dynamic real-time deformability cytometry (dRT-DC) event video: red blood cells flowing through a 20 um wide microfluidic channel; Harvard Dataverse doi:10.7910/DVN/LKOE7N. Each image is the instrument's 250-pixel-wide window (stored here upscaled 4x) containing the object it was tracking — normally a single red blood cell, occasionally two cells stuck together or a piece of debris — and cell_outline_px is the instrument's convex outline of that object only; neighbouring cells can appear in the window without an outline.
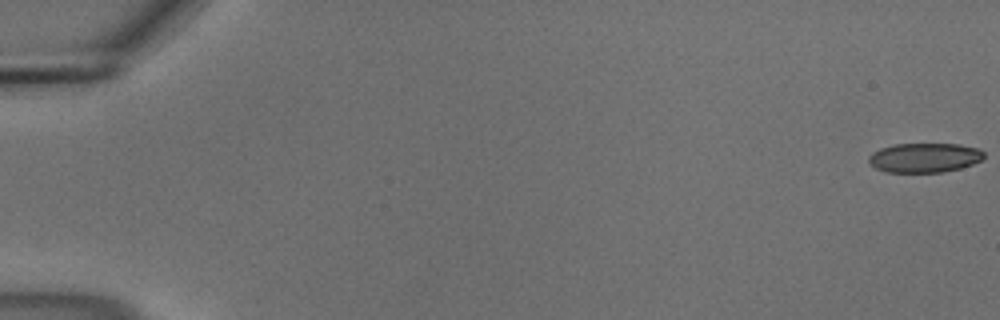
{"species": "common noctule bat (a hibernating species)", "species_latin": "Nyctalus noctula", "temperature_condition": "cold", "stored_images_in_passage": 56, "camera_frame_rate_fps": 3000, "um_per_image_px": 0.085, "animal": {"sex": "male", "body_mass_g": 18.8}, "frame": {"image": 1, "passage_image": 1, "time_ms": 0.0, "image_size_px": [1000, 320], "cell_outline_px": [[984, 156], [980, 160], [972, 164], [960, 168], [944, 172], [884, 172], [876, 168], [868, 160], [868, 156], [872, 152], [880, 148], [896, 144], [960, 144], [980, 148], [984, 152]], "centroid_in_image_um": [78.59, 13.4], "position_along_channel_um": 6.4, "area_um2": 19.83}}
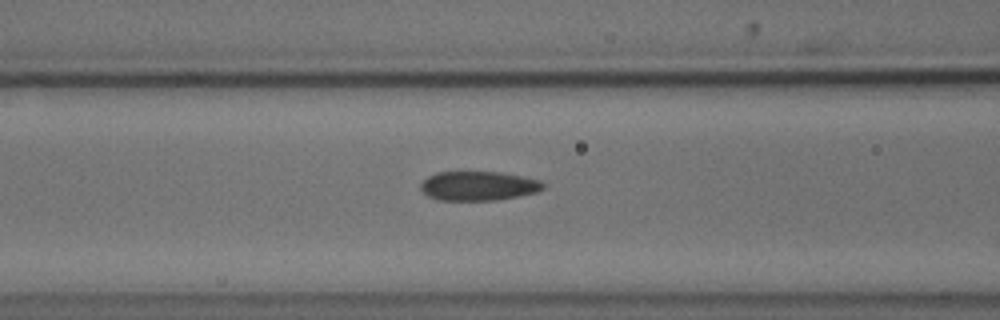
{"frame": {"image": 2, "passage_image": 24, "time_ms": 7.667, "image_size_px": [1000, 320], "cell_outline_px": [[544, 188], [536, 192], [520, 196], [496, 200], [440, 200], [428, 196], [420, 188], [420, 184], [428, 176], [436, 172], [500, 172], [540, 180], [544, 184]], "centroid_in_image_um": [40.66, 15.8], "position_along_channel_um": 125.9, "area_um2": 20.81}}
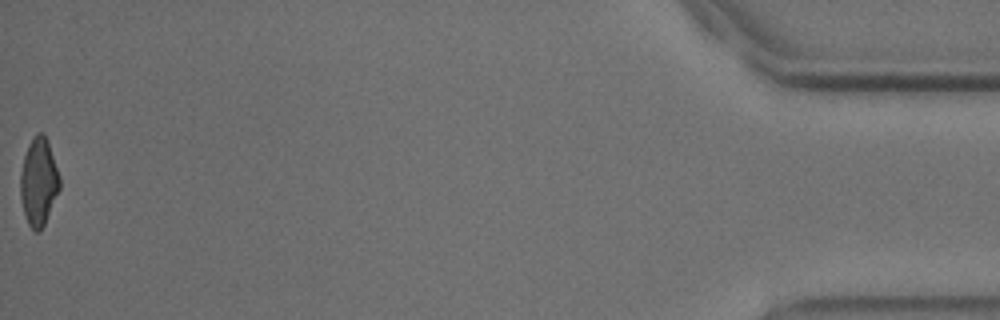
{"frame": {"image": 3, "passage_image": 56, "time_ms": 18.333, "image_size_px": [1000, 320], "cell_outline_px": [[60, 188], [44, 224], [36, 232], [28, 224], [24, 212], [20, 196], [20, 172], [24, 156], [28, 144], [36, 132], [44, 132], [48, 140], [60, 176]], "centroid_in_image_um": [3.28, 15.38], "position_along_channel_um": 431.9, "area_um2": 20.06}, "authors_computed_cell_mechanics": {"area_um2": 21.1548, "velocity_mm_per_s": 3.7128, "shape_relaxation_time_tau1_ms": 5.1527, "shape_relaxation_time_tau2_ms": 2.285, "deformation_change_tau1": 0.12, "deformation_change_tau2": 0.0791}}